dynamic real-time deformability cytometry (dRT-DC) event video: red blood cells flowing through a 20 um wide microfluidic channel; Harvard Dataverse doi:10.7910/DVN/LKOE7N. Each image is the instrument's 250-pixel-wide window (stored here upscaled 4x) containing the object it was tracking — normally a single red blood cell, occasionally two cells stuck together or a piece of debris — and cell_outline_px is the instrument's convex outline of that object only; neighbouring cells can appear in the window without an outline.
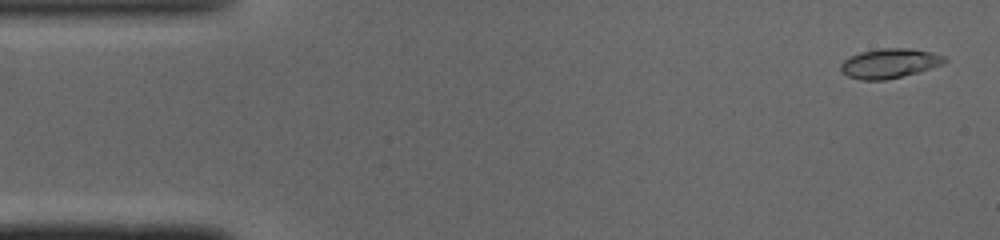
{"species": "common noctule bat (a hibernating species)", "species_latin": "Nyctalus noctula", "temperature_condition": "cold", "stored_images_in_passage": 49, "camera_frame_rate_fps": 3000, "um_per_image_px": 0.085, "animal": {"sex": "male", "body_mass_g": 19.0, "forearm_length_mm": 50.8}, "frame": {"image": 1, "passage_image": 2, "time_ms": 0.333, "image_size_px": [1000, 240], "cell_outline_px": [[948, 60], [944, 64], [916, 72], [884, 80], [860, 80], [848, 76], [840, 72], [840, 64], [844, 60], [860, 52], [880, 48], [912, 48], [932, 52], [944, 56]], "centroid_in_image_um": [75.6, 5.37], "position_along_channel_um": 9.4, "area_um2": 17.86}}
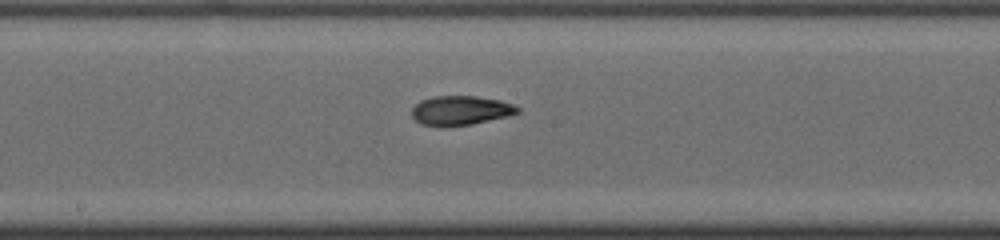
{"frame": {"image": 2, "passage_image": 25, "time_ms": 8.0, "image_size_px": [1000, 240], "cell_outline_px": [[520, 112], [508, 116], [472, 124], [440, 128], [420, 124], [412, 116], [412, 108], [420, 100], [432, 96], [476, 96], [500, 100], [512, 104], [520, 108]], "centroid_in_image_um": [39.12, 9.4], "position_along_channel_um": 209.1, "area_um2": 18.38}}
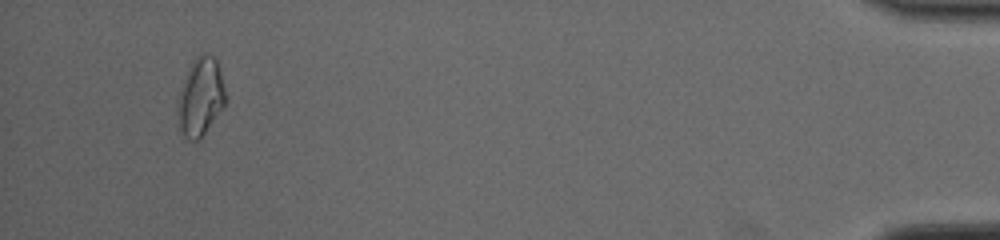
{"frame": {"image": 3, "passage_image": 46, "time_ms": 15.0, "image_size_px": [1000, 240], "cell_outline_px": [[228, 100], [204, 132], [196, 140], [188, 140], [184, 136], [180, 128], [176, 112], [176, 100], [188, 68], [192, 60], [196, 56], [216, 56]], "centroid_in_image_um": [17.03, 8.22], "position_along_channel_um": 418.2, "area_um2": 21.68}, "authors_computed_cell_mechanics": {"area_um2": 18.0336, "velocity_mm_per_s": 4.1073, "shape_relaxation_time_tau1_ms": 4.3298, "shape_relaxation_time_tau2_ms": 1.927, "deformation_change_tau1": 0.1771, "deformation_change_tau2": 0.073}}